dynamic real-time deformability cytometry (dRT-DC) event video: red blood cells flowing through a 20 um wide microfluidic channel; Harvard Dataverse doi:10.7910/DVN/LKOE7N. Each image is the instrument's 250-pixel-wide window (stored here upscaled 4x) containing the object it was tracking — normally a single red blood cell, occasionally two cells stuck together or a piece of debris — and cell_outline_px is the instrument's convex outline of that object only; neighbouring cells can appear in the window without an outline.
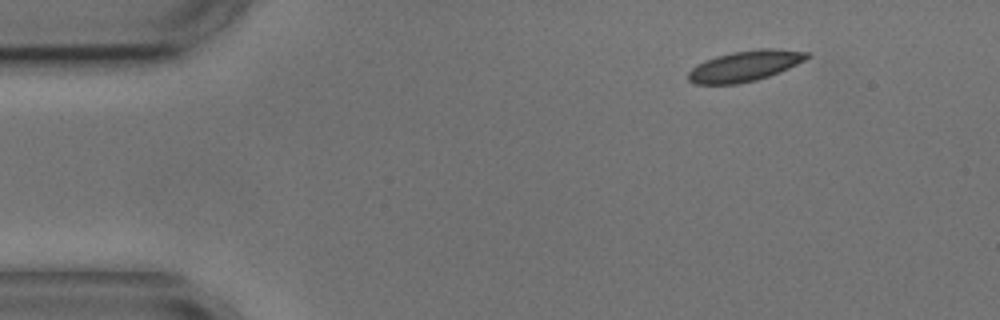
{"species": "common noctule bat (a hibernating species)", "species_latin": "Nyctalus noctula", "temperature_condition": "cold", "stored_images_in_passage": 4, "segment_of_instrument_passage": [1, 2], "camera_frame_rate_fps": 3000, "um_per_image_px": 0.085, "animal": {"sex": "male", "body_mass_g": 17.9, "forearm_length_mm": 54.2}, "frame": {"image": 1, "passage_image": 1, "time_ms": 0.0, "image_size_px": [1000, 320], "cell_outline_px": [[812, 56], [780, 72], [756, 80], [736, 84], [696, 84], [688, 80], [688, 72], [696, 64], [704, 60], [716, 56], [732, 52], [760, 48], [776, 48], [812, 52]], "centroid_in_image_um": [63.34, 5.59], "position_along_channel_um": 21.7, "area_um2": 21.39}}